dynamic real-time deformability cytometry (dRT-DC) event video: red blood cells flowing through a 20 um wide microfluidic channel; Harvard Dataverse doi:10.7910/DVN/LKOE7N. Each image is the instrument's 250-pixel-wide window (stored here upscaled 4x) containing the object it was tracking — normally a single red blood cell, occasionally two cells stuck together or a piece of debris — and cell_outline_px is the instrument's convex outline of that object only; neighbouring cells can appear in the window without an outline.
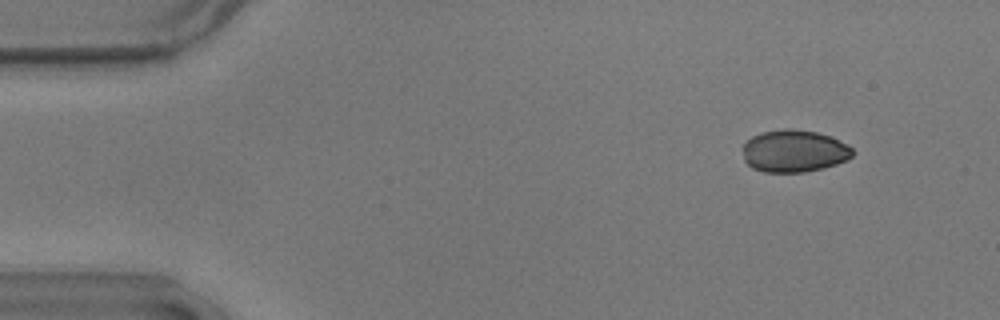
{"species": "common noctule bat (a hibernating species)", "species_latin": "Nyctalus noctula", "temperature_condition": "warm", "stored_images_in_passage": 56, "camera_frame_rate_fps": 3000, "um_per_image_px": 0.085, "animal": {"sex": "male", "body_mass_g": 17.9}, "frame": {"image": 1, "passage_image": 6, "time_ms": 1.667, "image_size_px": [1000, 320], "cell_outline_px": [[852, 156], [848, 160], [824, 168], [804, 172], [764, 172], [752, 168], [744, 160], [744, 144], [752, 136], [760, 132], [784, 128], [792, 128], [816, 132], [832, 136], [848, 144], [852, 148]], "centroid_in_image_um": [67.52, 12.83], "position_along_channel_um": 17.5, "area_um2": 27.28}}
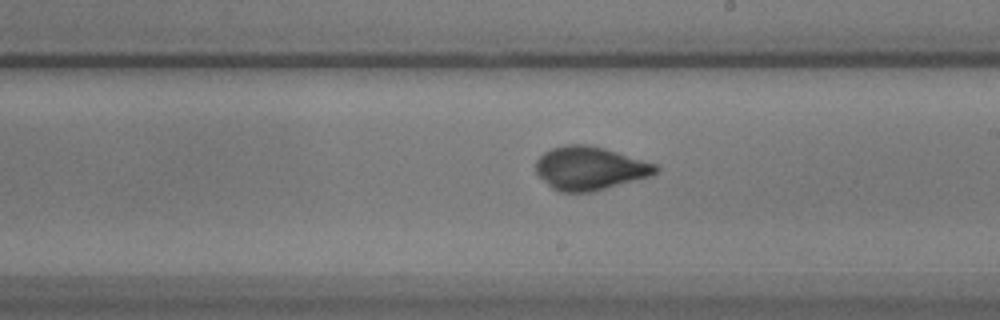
{"frame": {"image": 2, "passage_image": 32, "time_ms": 10.333, "image_size_px": [1000, 320], "cell_outline_px": [[660, 168], [656, 172], [648, 176], [592, 192], [560, 192], [552, 188], [536, 172], [536, 160], [544, 152], [552, 148], [568, 144], [588, 144], [604, 148], [656, 164]], "centroid_in_image_um": [50.11, 14.29], "position_along_channel_um": 238.9, "area_um2": 29.94}}
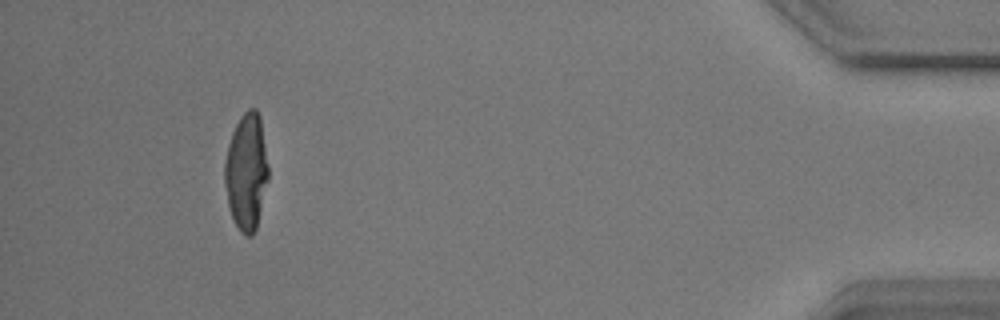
{"frame": {"image": 3, "passage_image": 52, "time_ms": 17.0, "image_size_px": [1000, 320], "cell_outline_px": [[268, 180], [256, 228], [252, 236], [244, 236], [240, 232], [232, 216], [228, 204], [224, 184], [224, 164], [228, 144], [232, 132], [240, 116], [248, 108], [256, 108], [260, 116], [268, 164]], "centroid_in_image_um": [20.94, 14.58], "position_along_channel_um": 414.3, "area_um2": 29.77}, "authors_computed_cell_mechanics": {"area_um2": 29.478, "velocity_mm_per_s": 3.6125, "shape_relaxation_time_tau1_ms": 7.4682, "shape_relaxation_time_tau2_ms": null, "deformation_change_tau1": 0.1626, "deformation_change_tau2": null}}